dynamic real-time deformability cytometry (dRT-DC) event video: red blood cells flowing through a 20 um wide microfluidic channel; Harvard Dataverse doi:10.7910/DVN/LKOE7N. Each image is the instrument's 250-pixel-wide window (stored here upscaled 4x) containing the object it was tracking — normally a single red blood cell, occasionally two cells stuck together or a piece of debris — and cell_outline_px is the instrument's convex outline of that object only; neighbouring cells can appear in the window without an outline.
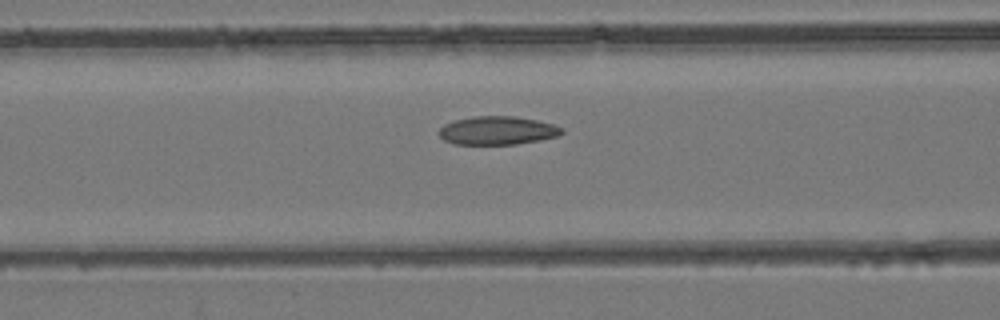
{"species": "common noctule bat (a hibernating species)", "species_latin": "Nyctalus noctula", "temperature_condition": "room temperature", "stored_images_in_passage": 33, "camera_frame_rate_fps": 3000, "um_per_image_px": 0.085, "animal": {"sex": "female", "body_mass_g": 24.6, "forearm_length_mm": 56.2}, "frame": {"image": 1, "passage_image": 10, "time_ms": 3.0, "image_size_px": [1000, 320], "cell_outline_px": [[564, 132], [560, 136], [540, 140], [516, 144], [456, 144], [444, 140], [436, 132], [444, 124], [456, 120], [472, 116], [516, 116], [536, 120], [552, 124], [564, 128]], "centroid_in_image_um": [42.3, 11.09], "position_along_channel_um": 124.3, "area_um2": 20.46}}
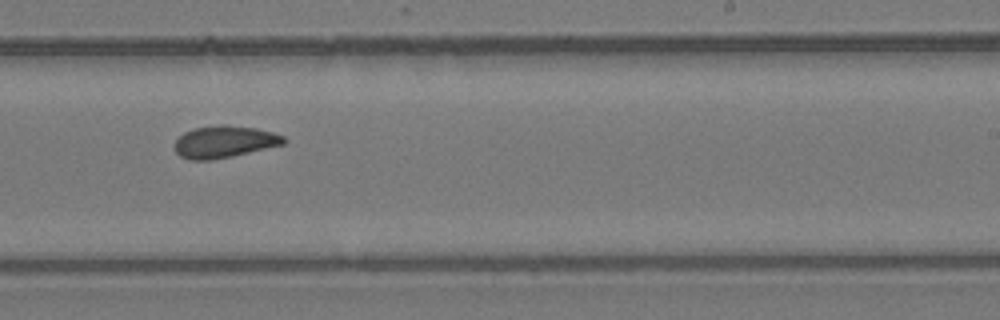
{"frame": {"image": 2, "passage_image": 20, "time_ms": 6.333, "image_size_px": [1000, 320], "cell_outline_px": [[288, 140], [284, 144], [232, 156], [212, 160], [188, 160], [180, 156], [176, 152], [172, 144], [184, 132], [196, 128], [220, 124], [224, 124], [256, 128], [272, 132], [284, 136]], "centroid_in_image_um": [19.05, 12.05], "position_along_channel_um": 269.9, "area_um2": 20.46}}
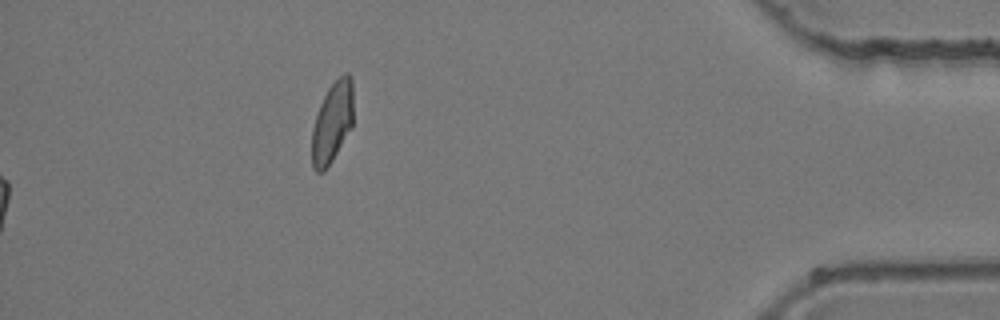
{"frame": {"image": 3, "passage_image": 33, "time_ms": 10.667, "image_size_px": [1000, 320], "cell_outline_px": [[352, 128], [332, 160], [324, 172], [316, 172], [312, 168], [312, 128], [320, 104], [328, 88], [344, 72], [348, 72], [352, 76]], "centroid_in_image_um": [28.24, 10.4], "position_along_channel_um": 407.0, "area_um2": 19.54}}